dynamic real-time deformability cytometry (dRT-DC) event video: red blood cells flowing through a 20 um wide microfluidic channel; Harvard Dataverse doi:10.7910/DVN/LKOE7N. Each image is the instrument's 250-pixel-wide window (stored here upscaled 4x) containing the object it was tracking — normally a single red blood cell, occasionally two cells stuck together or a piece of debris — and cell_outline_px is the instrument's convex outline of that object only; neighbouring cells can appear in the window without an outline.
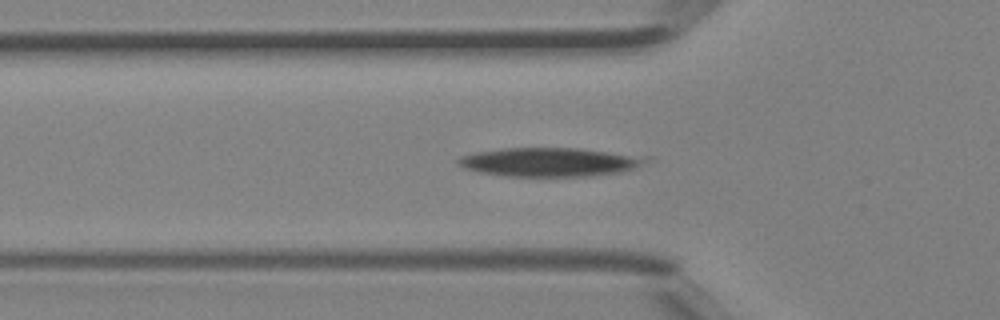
{"species": "Egyptian fruit bat (a non-hibernating species)", "species_latin": "Rousettus aegyptiacus", "temperature_condition": "room temperature", "stored_images_in_passage": 33, "camera_frame_rate_fps": 3000, "um_per_image_px": 0.085, "animal": {"sex": "female"}, "frame": {"image": 1, "passage_image": 2, "time_ms": 0.333, "image_size_px": [1000, 320], "cell_outline_px": [[652, 160], [632, 168], [620, 172], [588, 176], [508, 176], [480, 172], [464, 168], [456, 164], [456, 160], [460, 156], [476, 152], [500, 148], [580, 148], [652, 156]], "centroid_in_image_um": [46.77, 13.76], "position_along_channel_um": 79.0, "area_um2": 31.85}}
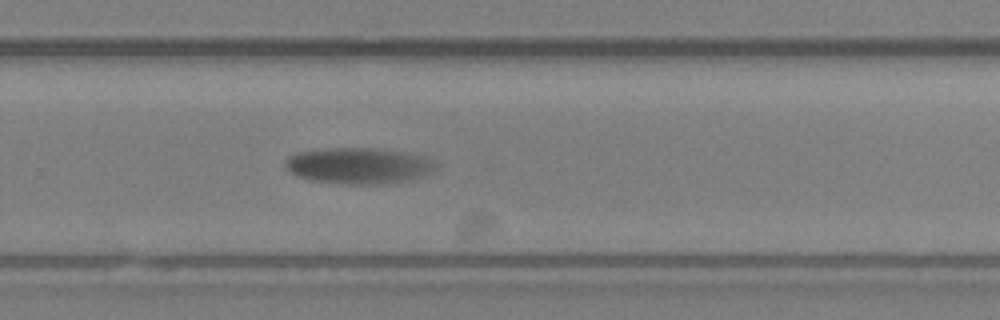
{"frame": {"image": 2, "passage_image": 18, "time_ms": 5.667, "image_size_px": [1000, 320], "cell_outline_px": [[436, 164], [428, 172], [420, 176], [404, 180], [384, 184], [348, 184], [312, 180], [300, 176], [292, 172], [284, 164], [284, 160], [288, 156], [296, 152], [324, 148], [376, 148], [424, 156], [432, 160]], "centroid_in_image_um": [30.41, 14.07], "position_along_channel_um": 299.4, "area_um2": 31.1}}
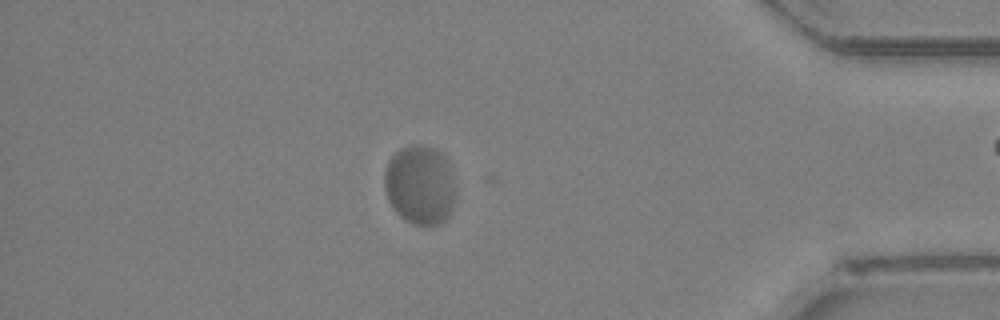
{"frame": {"image": 3, "passage_image": 28, "time_ms": 9.0, "image_size_px": [1000, 320], "cell_outline_px": [[456, 200], [452, 212], [444, 220], [436, 224], [412, 224], [404, 220], [392, 208], [388, 200], [384, 188], [384, 172], [388, 160], [400, 148], [412, 144], [420, 144], [436, 148], [448, 160], [456, 192]], "centroid_in_image_um": [35.7, 15.7], "position_along_channel_um": 399.5, "area_um2": 33.47}}